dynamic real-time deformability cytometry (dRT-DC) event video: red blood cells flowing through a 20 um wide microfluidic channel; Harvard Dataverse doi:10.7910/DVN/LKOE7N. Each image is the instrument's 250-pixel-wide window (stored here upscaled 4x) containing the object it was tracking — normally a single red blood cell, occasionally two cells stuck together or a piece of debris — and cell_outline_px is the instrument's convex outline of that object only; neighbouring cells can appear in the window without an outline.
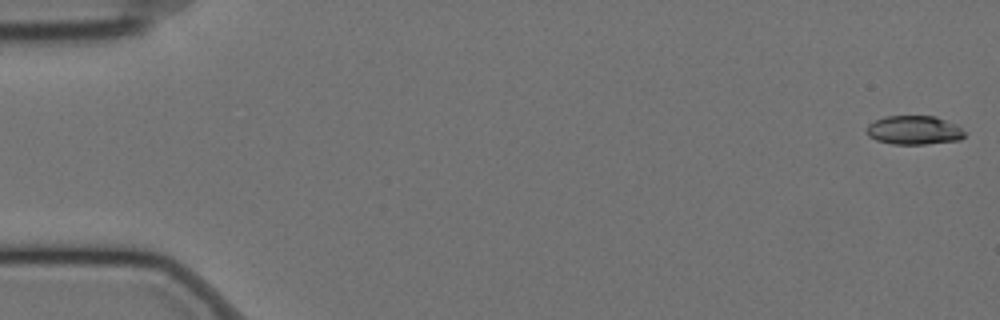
{"species": "Egyptian fruit bat (a non-hibernating species)", "species_latin": "Rousettus aegyptiacus", "temperature_condition": "cold", "stored_images_in_passage": 58, "camera_frame_rate_fps": 3000, "um_per_image_px": 0.085, "animal": {"sex": "female"}, "frame": {"image": 1, "passage_image": 1, "time_ms": 0.0, "image_size_px": [1000, 320], "cell_outline_px": [[964, 136], [960, 140], [924, 144], [892, 144], [876, 140], [868, 136], [868, 124], [884, 116], [936, 116], [956, 124], [964, 132]], "centroid_in_image_um": [77.7, 11.06], "position_along_channel_um": 7.3, "area_um2": 16.42}}
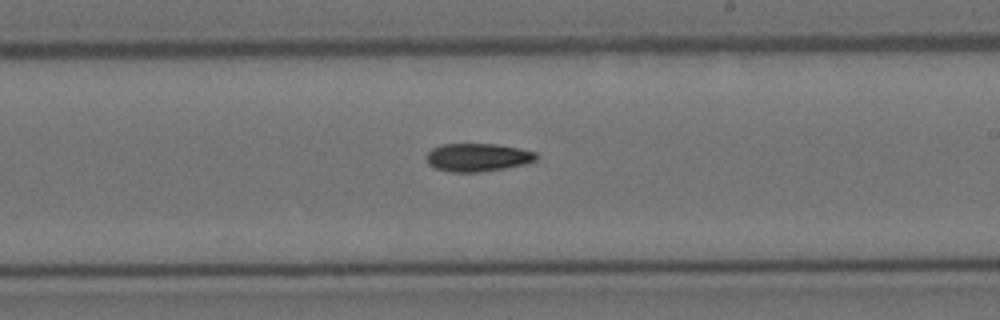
{"frame": {"image": 2, "passage_image": 34, "time_ms": 11.0, "image_size_px": [1000, 320], "cell_outline_px": [[540, 156], [536, 160], [524, 164], [504, 168], [476, 172], [452, 172], [436, 168], [428, 164], [428, 152], [432, 148], [440, 144], [496, 144], [520, 148], [536, 152]], "centroid_in_image_um": [40.63, 13.36], "position_along_channel_um": 248.4, "area_um2": 17.92}}
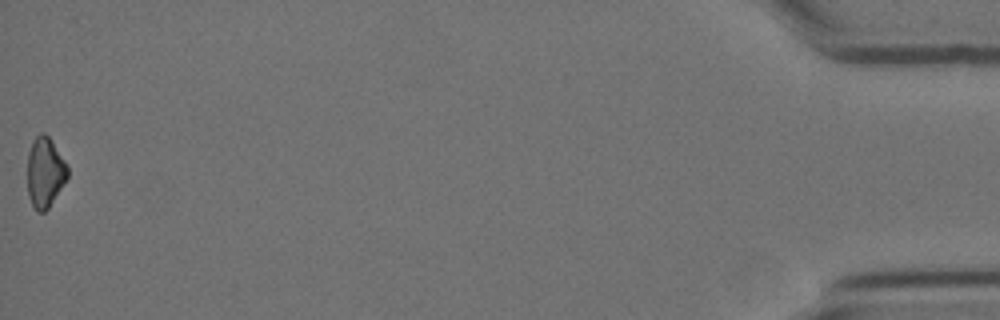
{"frame": {"image": 3, "passage_image": 58, "time_ms": 19.0, "image_size_px": [1000, 320], "cell_outline_px": [[68, 176], [48, 208], [44, 212], [36, 212], [28, 196], [28, 152], [32, 140], [40, 132], [44, 132], [52, 140], [64, 160], [68, 168]], "centroid_in_image_um": [3.81, 14.62], "position_along_channel_um": 431.4, "area_um2": 16.36}, "authors_computed_cell_mechanics": {"area_um2": 17.2822, "velocity_mm_per_s": 3.5008, "shape_relaxation_time_tau1_ms": 6.7156, "shape_relaxation_time_tau2_ms": null, "deformation_change_tau1": 0.145, "deformation_change_tau2": null}}